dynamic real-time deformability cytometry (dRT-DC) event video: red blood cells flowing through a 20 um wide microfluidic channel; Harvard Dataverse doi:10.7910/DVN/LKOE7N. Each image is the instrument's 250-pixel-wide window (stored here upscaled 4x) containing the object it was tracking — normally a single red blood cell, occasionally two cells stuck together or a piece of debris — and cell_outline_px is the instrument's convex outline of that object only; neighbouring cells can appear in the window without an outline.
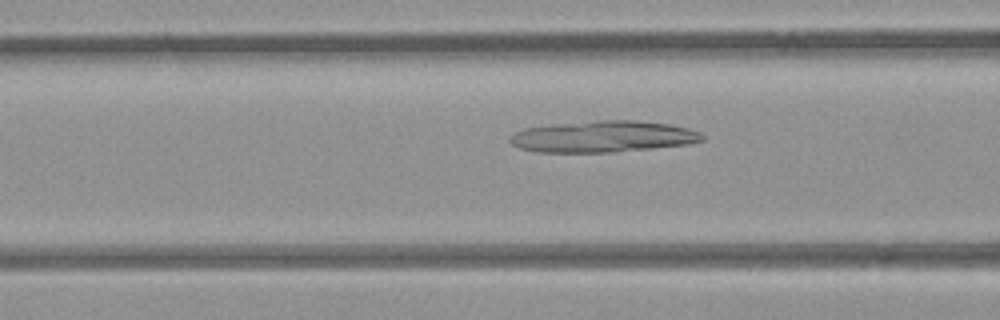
{"species": "common noctule bat (a hibernating species)", "species_latin": "Nyctalus noctula", "temperature_condition": "room temperature", "stored_images_in_passage": 20, "camera_frame_rate_fps": 3000, "um_per_image_px": 0.085, "animal": {"sex": "female", "body_mass_g": 21.9}, "frame": {"image": 1, "passage_image": 13, "time_ms": 4.0, "image_size_px": [1000, 320], "cell_outline_px": [[704, 140], [688, 144], [652, 148], [612, 152], [536, 152], [520, 148], [512, 144], [508, 140], [508, 136], [524, 128], [552, 124], [596, 120], [632, 120], [668, 124], [688, 128], [700, 132], [704, 136]], "centroid_in_image_um": [51.23, 11.6], "position_along_channel_um": 115.4, "area_um2": 35.26}}
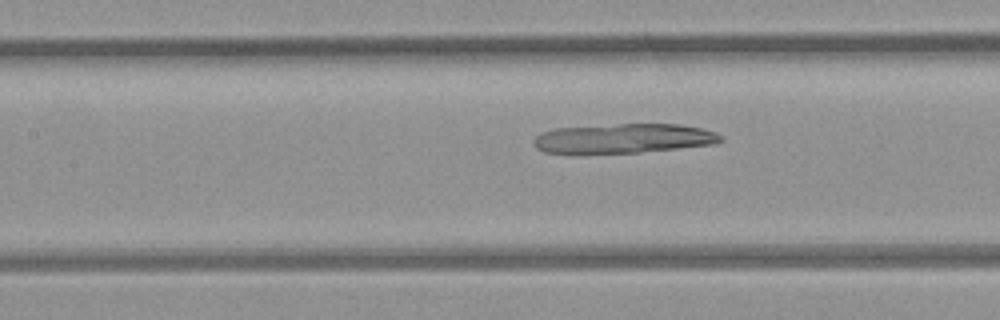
{"frame": {"image": 2, "passage_image": 16, "time_ms": 5.0, "image_size_px": [1000, 320], "cell_outline_px": [[724, 140], [716, 144], [640, 152], [584, 156], [544, 152], [536, 148], [532, 144], [532, 140], [540, 132], [556, 128], [620, 124], [680, 124], [700, 128], [716, 132], [724, 136]], "centroid_in_image_um": [52.92, 11.8], "position_along_channel_um": 154.5, "area_um2": 33.29}}
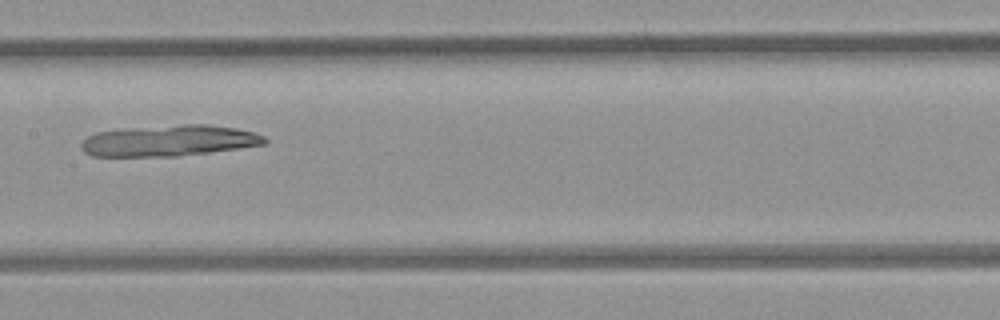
{"frame": {"image": 3, "passage_image": 19, "time_ms": 6.0, "image_size_px": [1000, 320], "cell_outline_px": [[268, 140], [264, 144], [180, 156], [92, 156], [84, 152], [80, 148], [80, 144], [88, 136], [96, 132], [120, 128], [184, 124], [212, 124], [236, 128], [256, 132], [264, 136]], "centroid_in_image_um": [14.35, 11.94], "position_along_channel_um": 193.1, "area_um2": 33.47}}